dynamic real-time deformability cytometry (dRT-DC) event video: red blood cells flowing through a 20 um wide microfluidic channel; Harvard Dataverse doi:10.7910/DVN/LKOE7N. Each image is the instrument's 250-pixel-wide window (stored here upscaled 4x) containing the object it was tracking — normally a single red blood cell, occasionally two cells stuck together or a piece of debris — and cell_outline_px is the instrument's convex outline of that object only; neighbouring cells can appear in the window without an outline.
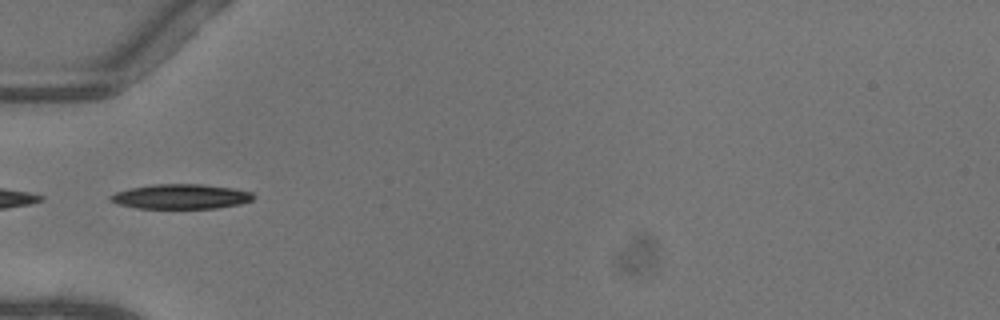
{"species": "common noctule bat (a hibernating species)", "species_latin": "Nyctalus noctula", "temperature_condition": "warm", "stored_images_in_passage": 34, "camera_frame_rate_fps": 3000, "um_per_image_px": 0.085, "animal": {"sex": "female"}, "frame": {"image": 1, "passage_image": 1, "time_ms": 0.0, "image_size_px": [1000, 320], "cell_outline_px": [[256, 196], [252, 200], [240, 204], [216, 208], [136, 208], [120, 204], [108, 200], [108, 196], [116, 192], [128, 188], [152, 184], [200, 184], [232, 188], [252, 192]], "centroid_in_image_um": [15.36, 16.7], "position_along_channel_um": 69.6, "area_um2": 20.69}}
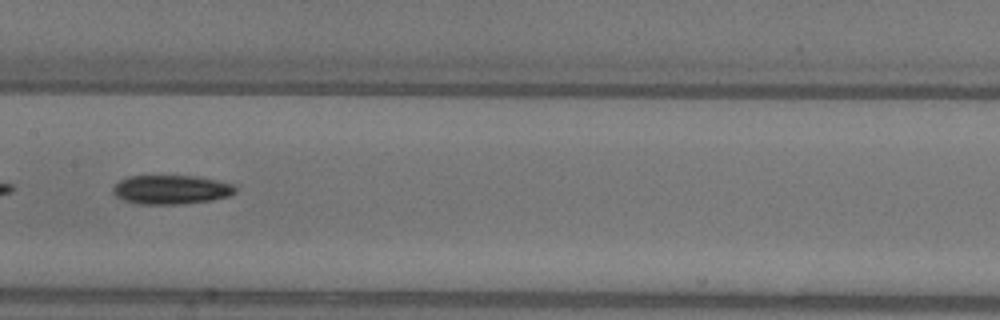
{"frame": {"image": 2, "passage_image": 10, "time_ms": 3.0, "image_size_px": [1000, 320], "cell_outline_px": [[236, 192], [228, 196], [212, 200], [176, 204], [140, 204], [124, 200], [116, 196], [112, 192], [112, 188], [120, 180], [128, 176], [196, 176], [236, 184]], "centroid_in_image_um": [14.56, 16.11], "position_along_channel_um": 192.8, "area_um2": 20.69}, "authors_computed_cell_mechanics": {"area_um2": 19.7387, "velocity_mm_per_s": 4.1021, "shape_relaxation_time_tau1_ms": 2.4983, "shape_relaxation_time_tau2_ms": null, "deformation_change_tau1": 0.1409, "deformation_change_tau2": null}}